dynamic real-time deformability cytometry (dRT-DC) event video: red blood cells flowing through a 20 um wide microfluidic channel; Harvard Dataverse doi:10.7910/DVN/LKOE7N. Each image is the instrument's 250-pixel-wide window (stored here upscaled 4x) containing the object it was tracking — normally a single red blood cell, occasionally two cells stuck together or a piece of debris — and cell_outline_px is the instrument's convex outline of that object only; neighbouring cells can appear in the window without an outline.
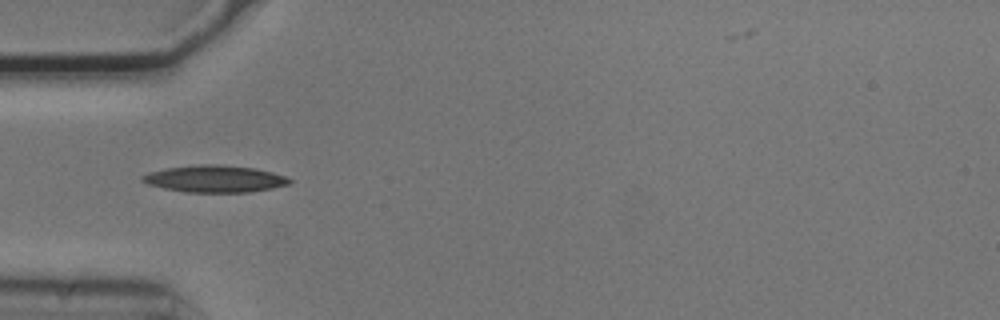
{"species": "common noctule bat (a hibernating species)", "species_latin": "Nyctalus noctula", "temperature_condition": "cold", "stored_images_in_passage": 12, "camera_frame_rate_fps": 3000, "um_per_image_px": 0.085, "animal": {"sex": "male", "body_mass_g": 20.5, "forearm_length_mm": 52.5}, "frame": {"image": 1, "passage_image": 3, "time_ms": 0.667, "image_size_px": [1000, 320], "cell_outline_px": [[292, 184], [272, 188], [248, 192], [188, 192], [164, 188], [148, 184], [140, 180], [140, 176], [148, 172], [164, 168], [200, 164], [220, 164], [256, 168], [288, 176], [292, 180]], "centroid_in_image_um": [18.27, 15.19], "position_along_channel_um": 66.7, "area_um2": 23.35}}
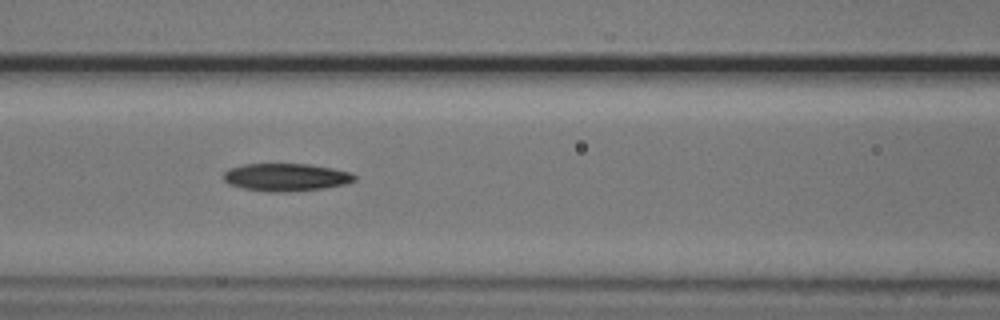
{"frame": {"image": 2, "passage_image": 9, "time_ms": 2.667, "image_size_px": [1000, 320], "cell_outline_px": [[356, 180], [344, 184], [324, 188], [288, 192], [268, 192], [244, 188], [228, 184], [224, 180], [224, 172], [228, 168], [244, 164], [308, 164], [332, 168], [352, 172], [356, 176]], "centroid_in_image_um": [24.31, 15.06], "position_along_channel_um": 142.3, "area_um2": 21.21}}